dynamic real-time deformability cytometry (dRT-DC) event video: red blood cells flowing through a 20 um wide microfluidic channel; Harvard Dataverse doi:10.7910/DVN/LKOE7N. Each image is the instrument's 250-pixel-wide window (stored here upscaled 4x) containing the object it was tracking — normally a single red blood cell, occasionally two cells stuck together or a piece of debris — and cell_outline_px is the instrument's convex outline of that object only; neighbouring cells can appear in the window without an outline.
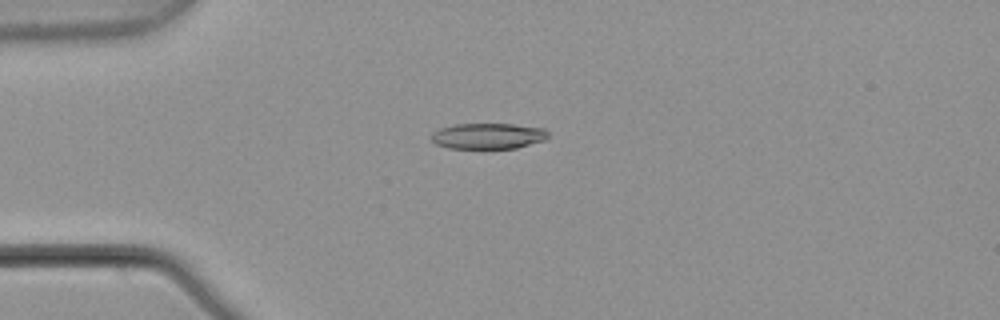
{"species": "common noctule bat (a hibernating species)", "species_latin": "Nyctalus noctula", "temperature_condition": "warm", "stored_images_in_passage": 5, "camera_frame_rate_fps": 3000, "um_per_image_px": 0.085, "animal": {"sex": "male", "body_mass_g": 21.5, "forearm_length_mm": 52.0}, "frame": {"image": 1, "passage_image": 4, "time_ms": 1.0, "image_size_px": [1000, 320], "cell_outline_px": [[548, 136], [544, 140], [516, 148], [448, 148], [436, 144], [432, 140], [432, 132], [440, 128], [456, 124], [512, 124], [544, 128], [548, 132]], "centroid_in_image_um": [41.48, 11.56], "position_along_channel_um": 43.5, "area_um2": 17.46}}